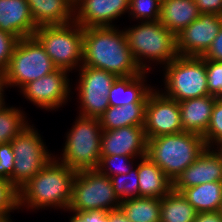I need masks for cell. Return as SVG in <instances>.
Masks as SVG:
<instances>
[{"mask_svg": "<svg viewBox=\"0 0 222 222\" xmlns=\"http://www.w3.org/2000/svg\"><path fill=\"white\" fill-rule=\"evenodd\" d=\"M203 138L208 148H216L222 143V98L215 101L210 123Z\"/></svg>", "mask_w": 222, "mask_h": 222, "instance_id": "obj_32", "label": "cell"}, {"mask_svg": "<svg viewBox=\"0 0 222 222\" xmlns=\"http://www.w3.org/2000/svg\"><path fill=\"white\" fill-rule=\"evenodd\" d=\"M135 166L127 174L110 177L114 192L121 202L139 197L138 159Z\"/></svg>", "mask_w": 222, "mask_h": 222, "instance_id": "obj_29", "label": "cell"}, {"mask_svg": "<svg viewBox=\"0 0 222 222\" xmlns=\"http://www.w3.org/2000/svg\"><path fill=\"white\" fill-rule=\"evenodd\" d=\"M197 211L180 192L160 198V222H194Z\"/></svg>", "mask_w": 222, "mask_h": 222, "instance_id": "obj_26", "label": "cell"}, {"mask_svg": "<svg viewBox=\"0 0 222 222\" xmlns=\"http://www.w3.org/2000/svg\"><path fill=\"white\" fill-rule=\"evenodd\" d=\"M69 222H111L108 212L104 211H70Z\"/></svg>", "mask_w": 222, "mask_h": 222, "instance_id": "obj_37", "label": "cell"}, {"mask_svg": "<svg viewBox=\"0 0 222 222\" xmlns=\"http://www.w3.org/2000/svg\"><path fill=\"white\" fill-rule=\"evenodd\" d=\"M144 131L147 139L183 132L178 102L158 88L153 89L147 98Z\"/></svg>", "mask_w": 222, "mask_h": 222, "instance_id": "obj_13", "label": "cell"}, {"mask_svg": "<svg viewBox=\"0 0 222 222\" xmlns=\"http://www.w3.org/2000/svg\"><path fill=\"white\" fill-rule=\"evenodd\" d=\"M57 68L35 36L18 40L7 70L4 72L7 87L21 89L30 81L37 80Z\"/></svg>", "mask_w": 222, "mask_h": 222, "instance_id": "obj_8", "label": "cell"}, {"mask_svg": "<svg viewBox=\"0 0 222 222\" xmlns=\"http://www.w3.org/2000/svg\"><path fill=\"white\" fill-rule=\"evenodd\" d=\"M203 58L215 62H222V26Z\"/></svg>", "mask_w": 222, "mask_h": 222, "instance_id": "obj_38", "label": "cell"}, {"mask_svg": "<svg viewBox=\"0 0 222 222\" xmlns=\"http://www.w3.org/2000/svg\"><path fill=\"white\" fill-rule=\"evenodd\" d=\"M31 124L12 141L14 169L10 184L19 191L54 157L38 130Z\"/></svg>", "mask_w": 222, "mask_h": 222, "instance_id": "obj_10", "label": "cell"}, {"mask_svg": "<svg viewBox=\"0 0 222 222\" xmlns=\"http://www.w3.org/2000/svg\"><path fill=\"white\" fill-rule=\"evenodd\" d=\"M139 197L163 198L172 190V181L147 156L139 158Z\"/></svg>", "mask_w": 222, "mask_h": 222, "instance_id": "obj_22", "label": "cell"}, {"mask_svg": "<svg viewBox=\"0 0 222 222\" xmlns=\"http://www.w3.org/2000/svg\"><path fill=\"white\" fill-rule=\"evenodd\" d=\"M76 173L53 157L18 191V209L25 207L34 211L51 207L67 210Z\"/></svg>", "mask_w": 222, "mask_h": 222, "instance_id": "obj_2", "label": "cell"}, {"mask_svg": "<svg viewBox=\"0 0 222 222\" xmlns=\"http://www.w3.org/2000/svg\"><path fill=\"white\" fill-rule=\"evenodd\" d=\"M216 181H222V155L215 148L207 147L176 177L172 182V190L181 193L186 188Z\"/></svg>", "mask_w": 222, "mask_h": 222, "instance_id": "obj_17", "label": "cell"}, {"mask_svg": "<svg viewBox=\"0 0 222 222\" xmlns=\"http://www.w3.org/2000/svg\"><path fill=\"white\" fill-rule=\"evenodd\" d=\"M216 99L215 96L207 95L178 102L183 132L204 137Z\"/></svg>", "mask_w": 222, "mask_h": 222, "instance_id": "obj_19", "label": "cell"}, {"mask_svg": "<svg viewBox=\"0 0 222 222\" xmlns=\"http://www.w3.org/2000/svg\"><path fill=\"white\" fill-rule=\"evenodd\" d=\"M197 4L193 0H166L161 2L159 21L175 35L199 17Z\"/></svg>", "mask_w": 222, "mask_h": 222, "instance_id": "obj_23", "label": "cell"}, {"mask_svg": "<svg viewBox=\"0 0 222 222\" xmlns=\"http://www.w3.org/2000/svg\"><path fill=\"white\" fill-rule=\"evenodd\" d=\"M0 222H13V221L10 217H8V218H1Z\"/></svg>", "mask_w": 222, "mask_h": 222, "instance_id": "obj_43", "label": "cell"}, {"mask_svg": "<svg viewBox=\"0 0 222 222\" xmlns=\"http://www.w3.org/2000/svg\"><path fill=\"white\" fill-rule=\"evenodd\" d=\"M37 27L74 22L75 0H26Z\"/></svg>", "mask_w": 222, "mask_h": 222, "instance_id": "obj_21", "label": "cell"}, {"mask_svg": "<svg viewBox=\"0 0 222 222\" xmlns=\"http://www.w3.org/2000/svg\"><path fill=\"white\" fill-rule=\"evenodd\" d=\"M14 169V151L11 142L0 144V178L10 181Z\"/></svg>", "mask_w": 222, "mask_h": 222, "instance_id": "obj_36", "label": "cell"}, {"mask_svg": "<svg viewBox=\"0 0 222 222\" xmlns=\"http://www.w3.org/2000/svg\"><path fill=\"white\" fill-rule=\"evenodd\" d=\"M117 197L108 176L97 169L77 171L72 187L69 208L64 211H104L120 208Z\"/></svg>", "mask_w": 222, "mask_h": 222, "instance_id": "obj_9", "label": "cell"}, {"mask_svg": "<svg viewBox=\"0 0 222 222\" xmlns=\"http://www.w3.org/2000/svg\"><path fill=\"white\" fill-rule=\"evenodd\" d=\"M82 66L103 69L117 77L143 72L128 47L125 31L117 26L84 28Z\"/></svg>", "mask_w": 222, "mask_h": 222, "instance_id": "obj_1", "label": "cell"}, {"mask_svg": "<svg viewBox=\"0 0 222 222\" xmlns=\"http://www.w3.org/2000/svg\"><path fill=\"white\" fill-rule=\"evenodd\" d=\"M26 116L18 107L5 105L0 109V144L11 142L31 124Z\"/></svg>", "mask_w": 222, "mask_h": 222, "instance_id": "obj_28", "label": "cell"}, {"mask_svg": "<svg viewBox=\"0 0 222 222\" xmlns=\"http://www.w3.org/2000/svg\"><path fill=\"white\" fill-rule=\"evenodd\" d=\"M146 103H130L123 106H109L99 118L101 128L113 130L126 126H144Z\"/></svg>", "mask_w": 222, "mask_h": 222, "instance_id": "obj_24", "label": "cell"}, {"mask_svg": "<svg viewBox=\"0 0 222 222\" xmlns=\"http://www.w3.org/2000/svg\"><path fill=\"white\" fill-rule=\"evenodd\" d=\"M163 69L164 90L160 91L168 98L180 102L209 95L203 57L178 55Z\"/></svg>", "mask_w": 222, "mask_h": 222, "instance_id": "obj_7", "label": "cell"}, {"mask_svg": "<svg viewBox=\"0 0 222 222\" xmlns=\"http://www.w3.org/2000/svg\"><path fill=\"white\" fill-rule=\"evenodd\" d=\"M148 73L142 72L139 75L117 77L110 88L109 106L117 107L130 103H147L148 95L154 89L146 82Z\"/></svg>", "mask_w": 222, "mask_h": 222, "instance_id": "obj_20", "label": "cell"}, {"mask_svg": "<svg viewBox=\"0 0 222 222\" xmlns=\"http://www.w3.org/2000/svg\"><path fill=\"white\" fill-rule=\"evenodd\" d=\"M222 155V143L215 148Z\"/></svg>", "mask_w": 222, "mask_h": 222, "instance_id": "obj_44", "label": "cell"}, {"mask_svg": "<svg viewBox=\"0 0 222 222\" xmlns=\"http://www.w3.org/2000/svg\"><path fill=\"white\" fill-rule=\"evenodd\" d=\"M108 216L111 222H130L120 208L109 211Z\"/></svg>", "mask_w": 222, "mask_h": 222, "instance_id": "obj_41", "label": "cell"}, {"mask_svg": "<svg viewBox=\"0 0 222 222\" xmlns=\"http://www.w3.org/2000/svg\"><path fill=\"white\" fill-rule=\"evenodd\" d=\"M135 159L137 158L126 155H101L97 170L109 178L114 175L127 174L134 167L133 164H137L134 163Z\"/></svg>", "mask_w": 222, "mask_h": 222, "instance_id": "obj_30", "label": "cell"}, {"mask_svg": "<svg viewBox=\"0 0 222 222\" xmlns=\"http://www.w3.org/2000/svg\"><path fill=\"white\" fill-rule=\"evenodd\" d=\"M206 148L203 137L180 132L148 139L146 156L173 182Z\"/></svg>", "mask_w": 222, "mask_h": 222, "instance_id": "obj_4", "label": "cell"}, {"mask_svg": "<svg viewBox=\"0 0 222 222\" xmlns=\"http://www.w3.org/2000/svg\"><path fill=\"white\" fill-rule=\"evenodd\" d=\"M69 71L56 69L37 80L30 81L20 90L27 101L46 111L57 110L66 105L72 90ZM69 98V99H68Z\"/></svg>", "mask_w": 222, "mask_h": 222, "instance_id": "obj_12", "label": "cell"}, {"mask_svg": "<svg viewBox=\"0 0 222 222\" xmlns=\"http://www.w3.org/2000/svg\"><path fill=\"white\" fill-rule=\"evenodd\" d=\"M194 222H222V211L197 213Z\"/></svg>", "mask_w": 222, "mask_h": 222, "instance_id": "obj_40", "label": "cell"}, {"mask_svg": "<svg viewBox=\"0 0 222 222\" xmlns=\"http://www.w3.org/2000/svg\"><path fill=\"white\" fill-rule=\"evenodd\" d=\"M72 128L66 133L62 156L54 157L71 169H97L101 158V138L103 130L100 120L77 116Z\"/></svg>", "mask_w": 222, "mask_h": 222, "instance_id": "obj_5", "label": "cell"}, {"mask_svg": "<svg viewBox=\"0 0 222 222\" xmlns=\"http://www.w3.org/2000/svg\"><path fill=\"white\" fill-rule=\"evenodd\" d=\"M129 7L130 0H75L74 21L83 28L113 27Z\"/></svg>", "mask_w": 222, "mask_h": 222, "instance_id": "obj_15", "label": "cell"}, {"mask_svg": "<svg viewBox=\"0 0 222 222\" xmlns=\"http://www.w3.org/2000/svg\"><path fill=\"white\" fill-rule=\"evenodd\" d=\"M160 0H130L128 17L140 22L159 21Z\"/></svg>", "mask_w": 222, "mask_h": 222, "instance_id": "obj_31", "label": "cell"}, {"mask_svg": "<svg viewBox=\"0 0 222 222\" xmlns=\"http://www.w3.org/2000/svg\"><path fill=\"white\" fill-rule=\"evenodd\" d=\"M130 222H160V198L136 197L120 204Z\"/></svg>", "mask_w": 222, "mask_h": 222, "instance_id": "obj_27", "label": "cell"}, {"mask_svg": "<svg viewBox=\"0 0 222 222\" xmlns=\"http://www.w3.org/2000/svg\"><path fill=\"white\" fill-rule=\"evenodd\" d=\"M75 90L79 98V115L99 119L109 108V92L117 76L103 69L82 66Z\"/></svg>", "mask_w": 222, "mask_h": 222, "instance_id": "obj_11", "label": "cell"}, {"mask_svg": "<svg viewBox=\"0 0 222 222\" xmlns=\"http://www.w3.org/2000/svg\"><path fill=\"white\" fill-rule=\"evenodd\" d=\"M144 126H126L103 131L101 155H126L142 158L147 154Z\"/></svg>", "mask_w": 222, "mask_h": 222, "instance_id": "obj_16", "label": "cell"}, {"mask_svg": "<svg viewBox=\"0 0 222 222\" xmlns=\"http://www.w3.org/2000/svg\"><path fill=\"white\" fill-rule=\"evenodd\" d=\"M37 28L26 0H0V30L20 40L34 36Z\"/></svg>", "mask_w": 222, "mask_h": 222, "instance_id": "obj_18", "label": "cell"}, {"mask_svg": "<svg viewBox=\"0 0 222 222\" xmlns=\"http://www.w3.org/2000/svg\"><path fill=\"white\" fill-rule=\"evenodd\" d=\"M18 209V191L10 181L0 178V219L10 217Z\"/></svg>", "mask_w": 222, "mask_h": 222, "instance_id": "obj_33", "label": "cell"}, {"mask_svg": "<svg viewBox=\"0 0 222 222\" xmlns=\"http://www.w3.org/2000/svg\"><path fill=\"white\" fill-rule=\"evenodd\" d=\"M221 26L222 15L200 13L196 20L176 35L178 55L203 57Z\"/></svg>", "mask_w": 222, "mask_h": 222, "instance_id": "obj_14", "label": "cell"}, {"mask_svg": "<svg viewBox=\"0 0 222 222\" xmlns=\"http://www.w3.org/2000/svg\"><path fill=\"white\" fill-rule=\"evenodd\" d=\"M123 30L128 47L143 72L151 71V62L166 66L178 56L176 35L160 21L138 22Z\"/></svg>", "mask_w": 222, "mask_h": 222, "instance_id": "obj_3", "label": "cell"}, {"mask_svg": "<svg viewBox=\"0 0 222 222\" xmlns=\"http://www.w3.org/2000/svg\"><path fill=\"white\" fill-rule=\"evenodd\" d=\"M200 13L222 15V0H193Z\"/></svg>", "mask_w": 222, "mask_h": 222, "instance_id": "obj_39", "label": "cell"}, {"mask_svg": "<svg viewBox=\"0 0 222 222\" xmlns=\"http://www.w3.org/2000/svg\"><path fill=\"white\" fill-rule=\"evenodd\" d=\"M181 193L197 213L222 209V181L199 184Z\"/></svg>", "mask_w": 222, "mask_h": 222, "instance_id": "obj_25", "label": "cell"}, {"mask_svg": "<svg viewBox=\"0 0 222 222\" xmlns=\"http://www.w3.org/2000/svg\"><path fill=\"white\" fill-rule=\"evenodd\" d=\"M18 39L0 30V73H4L10 63Z\"/></svg>", "mask_w": 222, "mask_h": 222, "instance_id": "obj_35", "label": "cell"}, {"mask_svg": "<svg viewBox=\"0 0 222 222\" xmlns=\"http://www.w3.org/2000/svg\"><path fill=\"white\" fill-rule=\"evenodd\" d=\"M84 28L75 21L38 27L34 36L43 45L57 69L71 72L82 67Z\"/></svg>", "mask_w": 222, "mask_h": 222, "instance_id": "obj_6", "label": "cell"}, {"mask_svg": "<svg viewBox=\"0 0 222 222\" xmlns=\"http://www.w3.org/2000/svg\"><path fill=\"white\" fill-rule=\"evenodd\" d=\"M209 95L222 98V62L205 59Z\"/></svg>", "mask_w": 222, "mask_h": 222, "instance_id": "obj_34", "label": "cell"}, {"mask_svg": "<svg viewBox=\"0 0 222 222\" xmlns=\"http://www.w3.org/2000/svg\"><path fill=\"white\" fill-rule=\"evenodd\" d=\"M8 88L5 82L4 73H0V109L3 108L6 104L5 102V90Z\"/></svg>", "mask_w": 222, "mask_h": 222, "instance_id": "obj_42", "label": "cell"}]
</instances>
